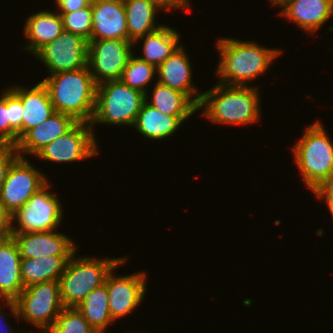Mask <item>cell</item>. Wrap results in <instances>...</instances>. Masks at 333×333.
Returning a JSON list of instances; mask_svg holds the SVG:
<instances>
[{"label":"cell","mask_w":333,"mask_h":333,"mask_svg":"<svg viewBox=\"0 0 333 333\" xmlns=\"http://www.w3.org/2000/svg\"><path fill=\"white\" fill-rule=\"evenodd\" d=\"M154 4H156L161 10H170L172 8L175 9H183L189 11L188 5L189 2L188 0H151Z\"/></svg>","instance_id":"8d00e7d4"},{"label":"cell","mask_w":333,"mask_h":333,"mask_svg":"<svg viewBox=\"0 0 333 333\" xmlns=\"http://www.w3.org/2000/svg\"><path fill=\"white\" fill-rule=\"evenodd\" d=\"M65 31L82 36L88 42L92 40L91 3L74 12L60 13Z\"/></svg>","instance_id":"f546056e"},{"label":"cell","mask_w":333,"mask_h":333,"mask_svg":"<svg viewBox=\"0 0 333 333\" xmlns=\"http://www.w3.org/2000/svg\"><path fill=\"white\" fill-rule=\"evenodd\" d=\"M7 89L0 96V145H11L9 89Z\"/></svg>","instance_id":"1f68e13d"},{"label":"cell","mask_w":333,"mask_h":333,"mask_svg":"<svg viewBox=\"0 0 333 333\" xmlns=\"http://www.w3.org/2000/svg\"><path fill=\"white\" fill-rule=\"evenodd\" d=\"M279 15L294 21L311 35L333 15V0H282Z\"/></svg>","instance_id":"ac0fdd59"},{"label":"cell","mask_w":333,"mask_h":333,"mask_svg":"<svg viewBox=\"0 0 333 333\" xmlns=\"http://www.w3.org/2000/svg\"><path fill=\"white\" fill-rule=\"evenodd\" d=\"M93 127L88 122H78L66 134L59 136L42 148L35 157L52 162H74L93 157L98 153Z\"/></svg>","instance_id":"7c38bea8"},{"label":"cell","mask_w":333,"mask_h":333,"mask_svg":"<svg viewBox=\"0 0 333 333\" xmlns=\"http://www.w3.org/2000/svg\"><path fill=\"white\" fill-rule=\"evenodd\" d=\"M43 331V332H42ZM22 333H28V332H22ZM29 333H32V332H29ZM34 333V332H33ZM38 333V332H37ZM39 333H51L50 332V329H41V332H39Z\"/></svg>","instance_id":"ab89813d"},{"label":"cell","mask_w":333,"mask_h":333,"mask_svg":"<svg viewBox=\"0 0 333 333\" xmlns=\"http://www.w3.org/2000/svg\"><path fill=\"white\" fill-rule=\"evenodd\" d=\"M12 214L0 203V239L12 236Z\"/></svg>","instance_id":"836d02e7"},{"label":"cell","mask_w":333,"mask_h":333,"mask_svg":"<svg viewBox=\"0 0 333 333\" xmlns=\"http://www.w3.org/2000/svg\"><path fill=\"white\" fill-rule=\"evenodd\" d=\"M55 3L57 9L60 10L59 13H69L86 7L91 3V0H55Z\"/></svg>","instance_id":"e575fe53"},{"label":"cell","mask_w":333,"mask_h":333,"mask_svg":"<svg viewBox=\"0 0 333 333\" xmlns=\"http://www.w3.org/2000/svg\"><path fill=\"white\" fill-rule=\"evenodd\" d=\"M148 102L149 95H145L148 104L157 110L172 116H191L198 111L197 106L184 94L173 90L167 85L156 82Z\"/></svg>","instance_id":"484cf974"},{"label":"cell","mask_w":333,"mask_h":333,"mask_svg":"<svg viewBox=\"0 0 333 333\" xmlns=\"http://www.w3.org/2000/svg\"><path fill=\"white\" fill-rule=\"evenodd\" d=\"M124 259L108 274L105 284L108 291L110 316L114 320L125 317L137 308L146 293L145 271L125 276L113 274L117 267L125 263Z\"/></svg>","instance_id":"4fadbf2b"},{"label":"cell","mask_w":333,"mask_h":333,"mask_svg":"<svg viewBox=\"0 0 333 333\" xmlns=\"http://www.w3.org/2000/svg\"><path fill=\"white\" fill-rule=\"evenodd\" d=\"M92 40H128L123 0H91Z\"/></svg>","instance_id":"9a60e30c"},{"label":"cell","mask_w":333,"mask_h":333,"mask_svg":"<svg viewBox=\"0 0 333 333\" xmlns=\"http://www.w3.org/2000/svg\"><path fill=\"white\" fill-rule=\"evenodd\" d=\"M216 46L220 56L216 70L220 76L218 83L225 85L248 86L249 80L264 74L282 53L280 49L261 47L252 41L225 37L218 39Z\"/></svg>","instance_id":"6da1fadb"},{"label":"cell","mask_w":333,"mask_h":333,"mask_svg":"<svg viewBox=\"0 0 333 333\" xmlns=\"http://www.w3.org/2000/svg\"><path fill=\"white\" fill-rule=\"evenodd\" d=\"M71 256H50L21 259V278L24 288L42 282L59 281Z\"/></svg>","instance_id":"d4e9b609"},{"label":"cell","mask_w":333,"mask_h":333,"mask_svg":"<svg viewBox=\"0 0 333 333\" xmlns=\"http://www.w3.org/2000/svg\"><path fill=\"white\" fill-rule=\"evenodd\" d=\"M51 333H96L75 307H64L50 328Z\"/></svg>","instance_id":"f1b7e54d"},{"label":"cell","mask_w":333,"mask_h":333,"mask_svg":"<svg viewBox=\"0 0 333 333\" xmlns=\"http://www.w3.org/2000/svg\"><path fill=\"white\" fill-rule=\"evenodd\" d=\"M12 236L18 245L21 259L72 256L77 252L72 239L56 230L15 233Z\"/></svg>","instance_id":"5bb4252c"},{"label":"cell","mask_w":333,"mask_h":333,"mask_svg":"<svg viewBox=\"0 0 333 333\" xmlns=\"http://www.w3.org/2000/svg\"><path fill=\"white\" fill-rule=\"evenodd\" d=\"M22 108V101L9 89V115L12 146H15L22 137Z\"/></svg>","instance_id":"4dcf8cb0"},{"label":"cell","mask_w":333,"mask_h":333,"mask_svg":"<svg viewBox=\"0 0 333 333\" xmlns=\"http://www.w3.org/2000/svg\"><path fill=\"white\" fill-rule=\"evenodd\" d=\"M258 86H238L218 83L202 93L198 110L215 124L244 125L260 120Z\"/></svg>","instance_id":"7a4b0ae2"},{"label":"cell","mask_w":333,"mask_h":333,"mask_svg":"<svg viewBox=\"0 0 333 333\" xmlns=\"http://www.w3.org/2000/svg\"><path fill=\"white\" fill-rule=\"evenodd\" d=\"M41 82L48 90L55 112L71 115L78 122H91L95 110L97 84L88 66L51 74Z\"/></svg>","instance_id":"3957f363"},{"label":"cell","mask_w":333,"mask_h":333,"mask_svg":"<svg viewBox=\"0 0 333 333\" xmlns=\"http://www.w3.org/2000/svg\"><path fill=\"white\" fill-rule=\"evenodd\" d=\"M305 128L293 154L305 186L314 192L333 181V143L318 120Z\"/></svg>","instance_id":"277c9868"},{"label":"cell","mask_w":333,"mask_h":333,"mask_svg":"<svg viewBox=\"0 0 333 333\" xmlns=\"http://www.w3.org/2000/svg\"><path fill=\"white\" fill-rule=\"evenodd\" d=\"M23 29L25 38L30 40L24 49L32 54L55 40L64 31L60 13L49 10L38 11L29 16Z\"/></svg>","instance_id":"44dd1931"},{"label":"cell","mask_w":333,"mask_h":333,"mask_svg":"<svg viewBox=\"0 0 333 333\" xmlns=\"http://www.w3.org/2000/svg\"><path fill=\"white\" fill-rule=\"evenodd\" d=\"M78 121L71 115L54 112L48 119L28 130L15 145L20 157L24 153L35 156L47 144L66 134Z\"/></svg>","instance_id":"e0dca14e"},{"label":"cell","mask_w":333,"mask_h":333,"mask_svg":"<svg viewBox=\"0 0 333 333\" xmlns=\"http://www.w3.org/2000/svg\"><path fill=\"white\" fill-rule=\"evenodd\" d=\"M313 193L319 199L324 197L328 209L333 217V181L319 186Z\"/></svg>","instance_id":"d590c367"},{"label":"cell","mask_w":333,"mask_h":333,"mask_svg":"<svg viewBox=\"0 0 333 333\" xmlns=\"http://www.w3.org/2000/svg\"><path fill=\"white\" fill-rule=\"evenodd\" d=\"M46 65L49 75L82 69L87 66L88 41L82 36L63 31L35 54Z\"/></svg>","instance_id":"8fae6325"},{"label":"cell","mask_w":333,"mask_h":333,"mask_svg":"<svg viewBox=\"0 0 333 333\" xmlns=\"http://www.w3.org/2000/svg\"><path fill=\"white\" fill-rule=\"evenodd\" d=\"M185 49L180 45L174 53L157 67L159 83L167 85L173 90L184 93L197 107L202 93L194 87L192 82L191 64ZM193 97V98H192Z\"/></svg>","instance_id":"2e32d148"},{"label":"cell","mask_w":333,"mask_h":333,"mask_svg":"<svg viewBox=\"0 0 333 333\" xmlns=\"http://www.w3.org/2000/svg\"><path fill=\"white\" fill-rule=\"evenodd\" d=\"M142 38H144L142 47L143 57L138 58L156 68L180 46V33L167 25H163L156 31L138 38L133 42V45Z\"/></svg>","instance_id":"603a6c76"},{"label":"cell","mask_w":333,"mask_h":333,"mask_svg":"<svg viewBox=\"0 0 333 333\" xmlns=\"http://www.w3.org/2000/svg\"><path fill=\"white\" fill-rule=\"evenodd\" d=\"M108 302L107 287L103 284L91 291L77 307L96 333H107L106 328L114 323Z\"/></svg>","instance_id":"4316f807"},{"label":"cell","mask_w":333,"mask_h":333,"mask_svg":"<svg viewBox=\"0 0 333 333\" xmlns=\"http://www.w3.org/2000/svg\"><path fill=\"white\" fill-rule=\"evenodd\" d=\"M18 156L15 146L0 145V191L9 167Z\"/></svg>","instance_id":"d6a6232c"},{"label":"cell","mask_w":333,"mask_h":333,"mask_svg":"<svg viewBox=\"0 0 333 333\" xmlns=\"http://www.w3.org/2000/svg\"><path fill=\"white\" fill-rule=\"evenodd\" d=\"M17 321L21 318L39 329H50L63 310L59 281L30 285L14 299H3Z\"/></svg>","instance_id":"52a82bcc"},{"label":"cell","mask_w":333,"mask_h":333,"mask_svg":"<svg viewBox=\"0 0 333 333\" xmlns=\"http://www.w3.org/2000/svg\"><path fill=\"white\" fill-rule=\"evenodd\" d=\"M144 101V93L130 88L121 80L100 83L97 85L95 110L90 125L133 126Z\"/></svg>","instance_id":"8992f818"},{"label":"cell","mask_w":333,"mask_h":333,"mask_svg":"<svg viewBox=\"0 0 333 333\" xmlns=\"http://www.w3.org/2000/svg\"><path fill=\"white\" fill-rule=\"evenodd\" d=\"M156 73L157 68L155 66L139 59L138 56H134L133 53L128 59L120 80L130 88L146 95L148 94L146 86L152 81Z\"/></svg>","instance_id":"83f0119b"},{"label":"cell","mask_w":333,"mask_h":333,"mask_svg":"<svg viewBox=\"0 0 333 333\" xmlns=\"http://www.w3.org/2000/svg\"><path fill=\"white\" fill-rule=\"evenodd\" d=\"M126 18L128 41L132 43L138 38L152 33L163 25L155 22L159 7L151 0H123Z\"/></svg>","instance_id":"cb8c5ba5"},{"label":"cell","mask_w":333,"mask_h":333,"mask_svg":"<svg viewBox=\"0 0 333 333\" xmlns=\"http://www.w3.org/2000/svg\"><path fill=\"white\" fill-rule=\"evenodd\" d=\"M270 3L274 6H277L282 0H269Z\"/></svg>","instance_id":"f35d334b"},{"label":"cell","mask_w":333,"mask_h":333,"mask_svg":"<svg viewBox=\"0 0 333 333\" xmlns=\"http://www.w3.org/2000/svg\"><path fill=\"white\" fill-rule=\"evenodd\" d=\"M133 47L131 41L122 39L89 41L87 66L95 83L120 80Z\"/></svg>","instance_id":"9c48e42d"},{"label":"cell","mask_w":333,"mask_h":333,"mask_svg":"<svg viewBox=\"0 0 333 333\" xmlns=\"http://www.w3.org/2000/svg\"><path fill=\"white\" fill-rule=\"evenodd\" d=\"M75 253L67 261L60 276V298L64 307L77 308L84 298L95 288L105 284L108 274L123 259L78 257Z\"/></svg>","instance_id":"5b68a950"},{"label":"cell","mask_w":333,"mask_h":333,"mask_svg":"<svg viewBox=\"0 0 333 333\" xmlns=\"http://www.w3.org/2000/svg\"><path fill=\"white\" fill-rule=\"evenodd\" d=\"M9 89L23 104L22 136L28 130L48 119L55 112L48 90L42 82H39L30 89L22 88V86H11Z\"/></svg>","instance_id":"d6986e66"},{"label":"cell","mask_w":333,"mask_h":333,"mask_svg":"<svg viewBox=\"0 0 333 333\" xmlns=\"http://www.w3.org/2000/svg\"><path fill=\"white\" fill-rule=\"evenodd\" d=\"M38 170L26 157L20 156L9 167L0 191V203L12 215L48 182Z\"/></svg>","instance_id":"30bf717a"},{"label":"cell","mask_w":333,"mask_h":333,"mask_svg":"<svg viewBox=\"0 0 333 333\" xmlns=\"http://www.w3.org/2000/svg\"><path fill=\"white\" fill-rule=\"evenodd\" d=\"M49 187L48 181L12 215V223L18 222L17 227L12 224V234L57 230L63 220V208Z\"/></svg>","instance_id":"ba28073f"},{"label":"cell","mask_w":333,"mask_h":333,"mask_svg":"<svg viewBox=\"0 0 333 333\" xmlns=\"http://www.w3.org/2000/svg\"><path fill=\"white\" fill-rule=\"evenodd\" d=\"M2 309H1V304H0V330H1V327H3V326H1V325H3L1 322H2V319L3 318H5L6 319V316H5V313L3 312V311H1ZM4 313V314H3ZM2 318V319H1ZM3 322H4V320H3ZM4 326L6 327V328H8V329H6V331H8V333H22V331H20V332H15V331H13V329L9 326V324L8 323H4ZM3 329V328H2ZM5 331V330H4ZM5 331V332H6ZM12 331V332H11ZM1 332V331H0ZM3 332V331H2Z\"/></svg>","instance_id":"74e56055"},{"label":"cell","mask_w":333,"mask_h":333,"mask_svg":"<svg viewBox=\"0 0 333 333\" xmlns=\"http://www.w3.org/2000/svg\"><path fill=\"white\" fill-rule=\"evenodd\" d=\"M24 289L21 255L13 236L0 239V300L16 299Z\"/></svg>","instance_id":"ffe728a7"},{"label":"cell","mask_w":333,"mask_h":333,"mask_svg":"<svg viewBox=\"0 0 333 333\" xmlns=\"http://www.w3.org/2000/svg\"><path fill=\"white\" fill-rule=\"evenodd\" d=\"M189 117L191 116L165 114L148 104L145 100L133 126L144 137L159 141L172 136Z\"/></svg>","instance_id":"7402d4cb"}]
</instances>
